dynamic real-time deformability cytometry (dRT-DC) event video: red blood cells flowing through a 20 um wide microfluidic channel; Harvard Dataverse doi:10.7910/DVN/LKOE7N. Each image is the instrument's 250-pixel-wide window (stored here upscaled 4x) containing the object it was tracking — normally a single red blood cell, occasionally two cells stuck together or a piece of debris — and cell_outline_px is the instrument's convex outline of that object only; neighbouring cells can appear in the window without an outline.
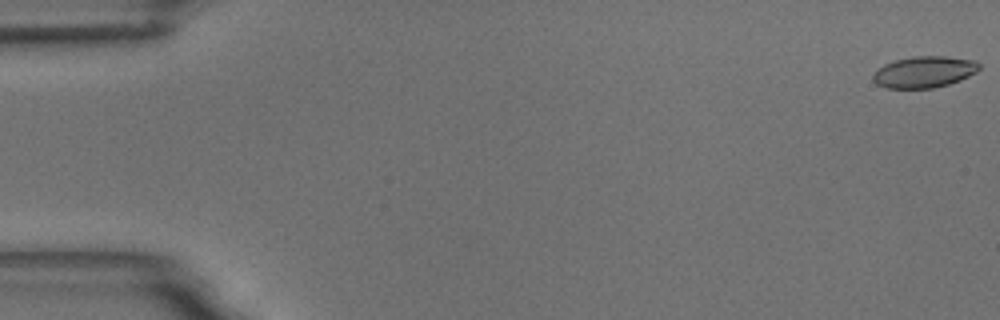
{"species": "common noctule bat (a hibernating species)", "species_latin": "Nyctalus noctula", "temperature_condition": "room temperature", "stored_images_in_passage": 55, "camera_frame_rate_fps": 3000, "um_per_image_px": 0.085, "animal": {"sex": "male", "body_mass_g": 18.8}, "frame": {"image": 1, "passage_image": 1, "time_ms": 0.0, "image_size_px": [1000, 320], "cell_outline_px": [[980, 68], [976, 72], [960, 80], [948, 84], [932, 88], [888, 88], [876, 84], [872, 80], [872, 76], [884, 64], [896, 60], [912, 56], [944, 56], [976, 60], [980, 64]], "centroid_in_image_um": [78.57, 6.11], "position_along_channel_um": 6.4, "area_um2": 19.36}}
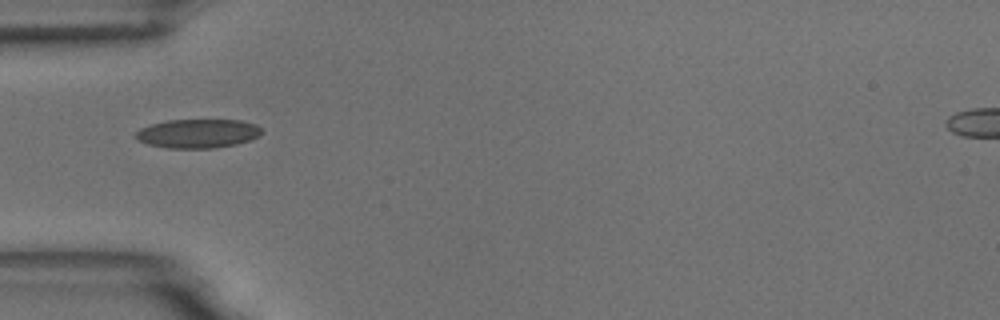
{"frame": {"image": 2, "passage_image": 18, "time_ms": 5.667, "image_size_px": [1000, 320], "cell_outline_px": [[264, 132], [260, 136], [252, 140], [236, 144], [216, 148], [168, 148], [148, 144], [136, 140], [136, 132], [140, 128], [152, 124], [168, 120], [240, 120], [256, 124]], "centroid_in_image_um": [16.85, 11.35], "position_along_channel_um": 68.1, "area_um2": 21.39}}
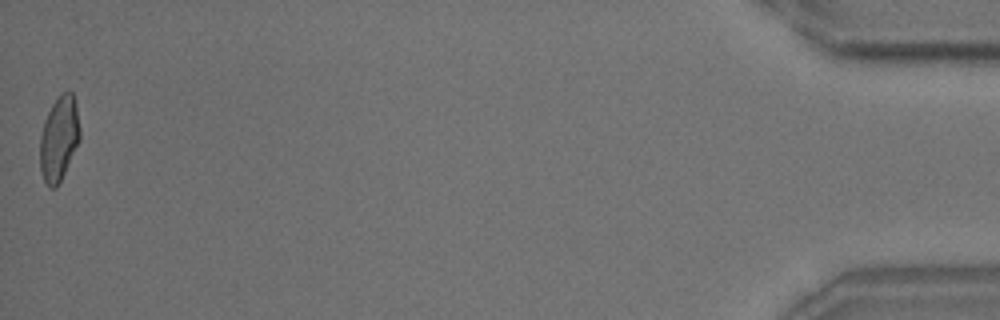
{"frame": {"image": 3, "passage_image": 55, "time_ms": 18.0, "image_size_px": [1000, 320], "cell_outline_px": [[80, 140], [56, 188], [48, 188], [44, 180], [40, 168], [40, 136], [44, 120], [52, 104], [60, 92], [72, 92], [76, 104], [80, 128]], "centroid_in_image_um": [5.01, 11.76], "position_along_channel_um": 430.2, "area_um2": 19.65}, "authors_computed_cell_mechanics": {"area_um2": 19.941, "velocity_mm_per_s": 3.6995, "shape_relaxation_time_tau1_ms": 6.3297, "shape_relaxation_time_tau2_ms": 1.4239, "deformation_change_tau1": 0.1556, "deformation_change_tau2": 0.0724}}